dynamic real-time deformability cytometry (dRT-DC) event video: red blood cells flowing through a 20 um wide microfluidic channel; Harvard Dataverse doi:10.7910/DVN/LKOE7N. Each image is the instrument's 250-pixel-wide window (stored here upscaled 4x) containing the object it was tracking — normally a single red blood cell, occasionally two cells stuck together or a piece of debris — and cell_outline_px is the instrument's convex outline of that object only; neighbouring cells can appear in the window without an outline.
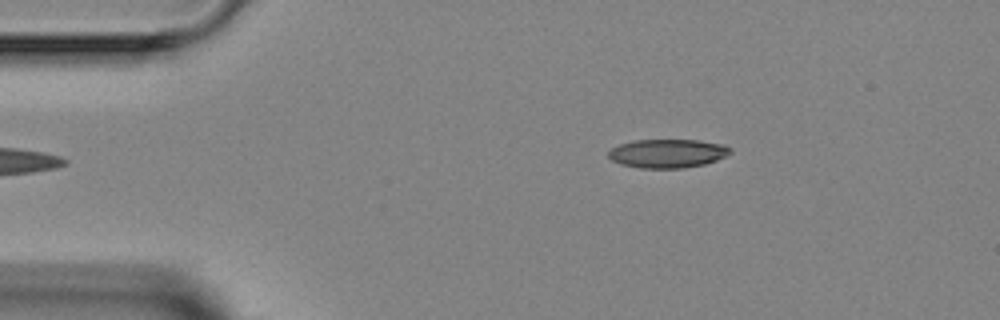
{"species": "Egyptian fruit bat (a non-hibernating species)", "species_latin": "Rousettus aegyptiacus", "temperature_condition": "room temperature", "stored_images_in_passage": 4, "camera_frame_rate_fps": 3000, "um_per_image_px": 0.085, "animal": {"sex": "female"}, "frame": {"image": 1, "passage_image": 4, "time_ms": 3.667, "image_size_px": [1000, 320], "cell_outline_px": [[732, 152], [716, 160], [704, 164], [684, 168], [640, 168], [620, 164], [612, 160], [608, 156], [608, 152], [612, 148], [620, 144], [636, 140], [700, 140], [724, 144], [732, 148]], "centroid_in_image_um": [56.76, 13.04], "position_along_channel_um": 28.2, "area_um2": 20.4}}